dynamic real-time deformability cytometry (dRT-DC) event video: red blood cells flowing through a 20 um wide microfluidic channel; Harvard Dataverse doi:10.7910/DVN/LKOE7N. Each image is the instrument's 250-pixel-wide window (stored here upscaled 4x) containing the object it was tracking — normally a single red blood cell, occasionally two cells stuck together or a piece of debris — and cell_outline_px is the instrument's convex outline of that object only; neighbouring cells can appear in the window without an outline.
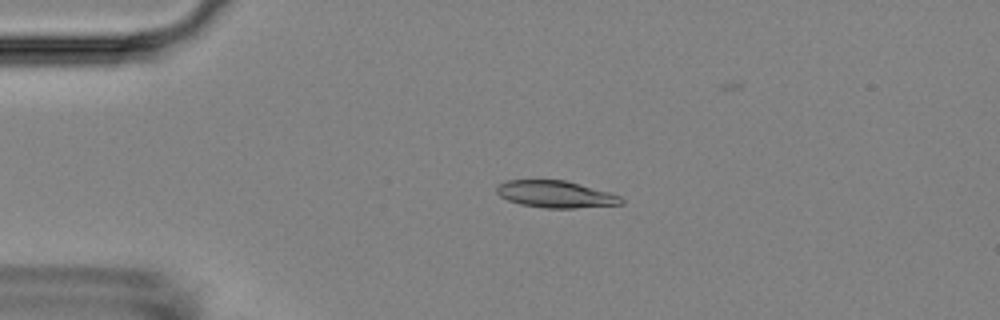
{"species": "Egyptian fruit bat (a non-hibernating species)", "species_latin": "Rousettus aegyptiacus", "temperature_condition": "room temperature", "stored_images_in_passage": 56, "camera_frame_rate_fps": 3000, "um_per_image_px": 0.085, "animal": {"sex": "female"}, "frame": {"image": 1, "passage_image": 13, "time_ms": 4.0, "image_size_px": [1000, 320], "cell_outline_px": [[624, 204], [576, 208], [544, 208], [520, 204], [508, 200], [500, 196], [496, 192], [496, 188], [500, 184], [508, 180], [564, 180], [580, 184], [608, 192], [620, 196], [624, 200]], "centroid_in_image_um": [47.24, 16.52], "position_along_channel_um": 37.8, "area_um2": 19.48}}
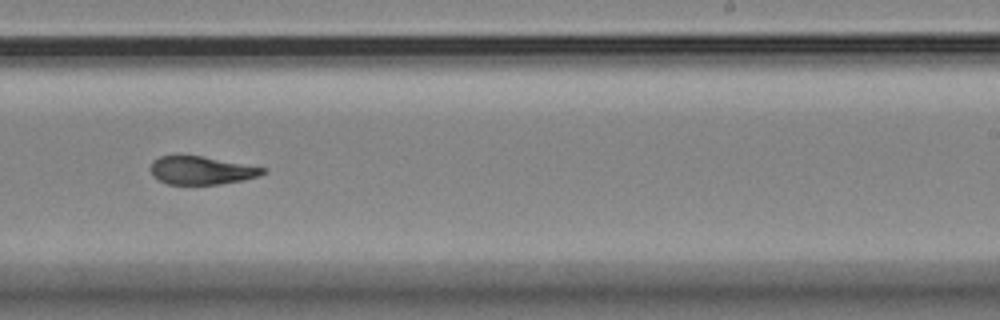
{"frame": {"image": 2, "passage_image": 35, "time_ms": 11.333, "image_size_px": [1000, 320], "cell_outline_px": [[268, 172], [260, 176], [244, 180], [220, 184], [168, 184], [152, 176], [152, 160], [160, 156], [200, 156], [268, 168]], "centroid_in_image_um": [17.18, 14.49], "position_along_channel_um": 271.8, "area_um2": 18.32}}
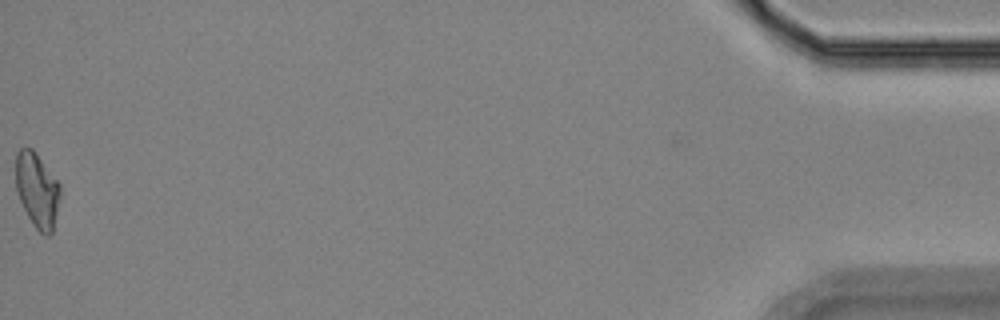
{"frame": {"image": 3, "passage_image": 56, "time_ms": 18.333, "image_size_px": [1000, 320], "cell_outline_px": [[60, 196], [52, 232], [48, 236], [44, 236], [32, 224], [16, 192], [16, 152], [20, 148], [32, 148], [36, 152], [60, 184]], "centroid_in_image_um": [3.15, 16.15], "position_along_channel_um": 432.0, "area_um2": 19.31}, "authors_computed_cell_mechanics": {"area_um2": 19.6809, "velocity_mm_per_s": 3.6318, "shape_relaxation_time_tau1_ms": 7.6036, "shape_relaxation_time_tau2_ms": 2.3029, "deformation_change_tau1": 0.1756, "deformation_change_tau2": 0.0793}}